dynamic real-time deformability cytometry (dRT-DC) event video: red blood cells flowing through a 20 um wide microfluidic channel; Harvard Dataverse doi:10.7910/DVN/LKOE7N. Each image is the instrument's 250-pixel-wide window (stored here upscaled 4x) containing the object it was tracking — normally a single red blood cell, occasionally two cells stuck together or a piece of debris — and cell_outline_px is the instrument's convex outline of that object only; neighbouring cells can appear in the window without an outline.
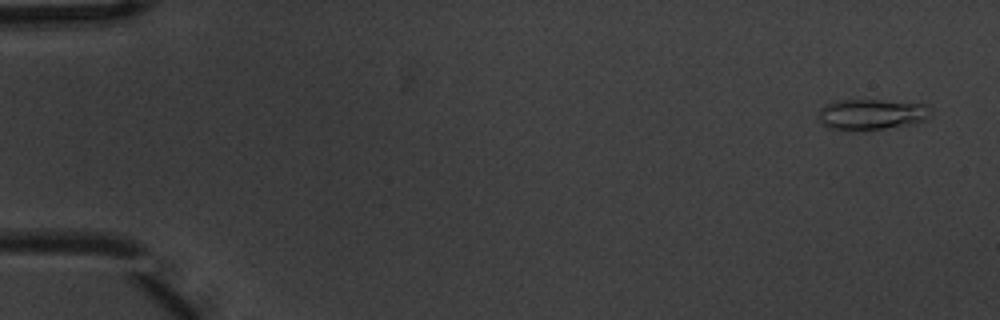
{"species": "common noctule bat (a hibernating species)", "species_latin": "Nyctalus noctula", "temperature_condition": "warm", "stored_images_in_passage": 2, "camera_frame_rate_fps": 3000, "um_per_image_px": 0.085, "animal": {"sex": "male", "body_mass_g": 20.1, "forearm_length_mm": 53.5}, "frame": {"image": 1, "passage_image": 2, "time_ms": 0.333, "image_size_px": [1000, 320], "cell_outline_px": [[932, 112], [924, 120], [912, 124], [860, 132], [848, 132], [828, 128], [820, 124], [820, 108], [836, 100], [880, 100], [924, 104], [932, 108]], "centroid_in_image_um": [74.05, 9.75], "position_along_channel_um": 11.0, "area_um2": 20.52}}